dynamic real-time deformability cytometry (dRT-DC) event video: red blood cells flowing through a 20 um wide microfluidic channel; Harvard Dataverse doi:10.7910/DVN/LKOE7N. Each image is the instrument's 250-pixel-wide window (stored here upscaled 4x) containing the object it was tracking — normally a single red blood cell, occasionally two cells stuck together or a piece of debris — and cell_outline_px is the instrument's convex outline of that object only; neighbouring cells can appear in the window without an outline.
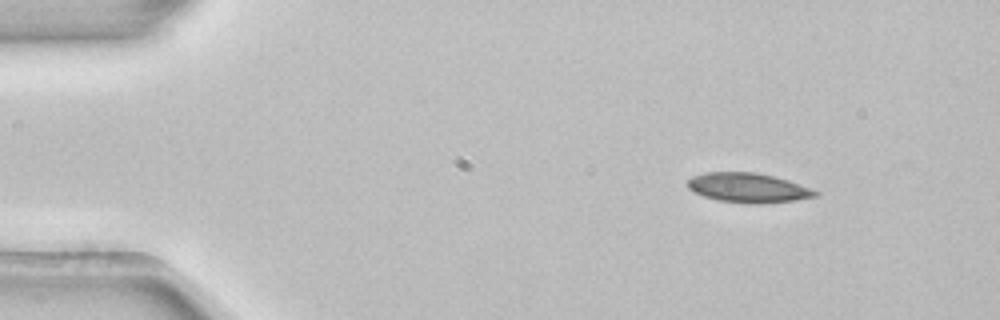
{"species": "common noctule bat (a hibernating species)", "species_latin": "Nyctalus noctula", "temperature_condition": "room temperature", "stored_images_in_passage": 3, "camera_frame_rate_fps": 3000, "um_per_image_px": 0.085, "animal": {"sex": "female", "body_mass_g": 22.7, "forearm_length_mm": 54.2}, "frame": {"image": 1, "passage_image": 1, "time_ms": 0.0, "image_size_px": [1000, 320], "cell_outline_px": [[820, 192], [816, 196], [796, 200], [760, 204], [748, 204], [720, 200], [704, 196], [692, 192], [684, 184], [692, 176], [704, 172], [756, 172], [788, 180], [800, 184]], "centroid_in_image_um": [63.55, 15.96], "position_along_channel_um": 21.4, "area_um2": 22.14}}